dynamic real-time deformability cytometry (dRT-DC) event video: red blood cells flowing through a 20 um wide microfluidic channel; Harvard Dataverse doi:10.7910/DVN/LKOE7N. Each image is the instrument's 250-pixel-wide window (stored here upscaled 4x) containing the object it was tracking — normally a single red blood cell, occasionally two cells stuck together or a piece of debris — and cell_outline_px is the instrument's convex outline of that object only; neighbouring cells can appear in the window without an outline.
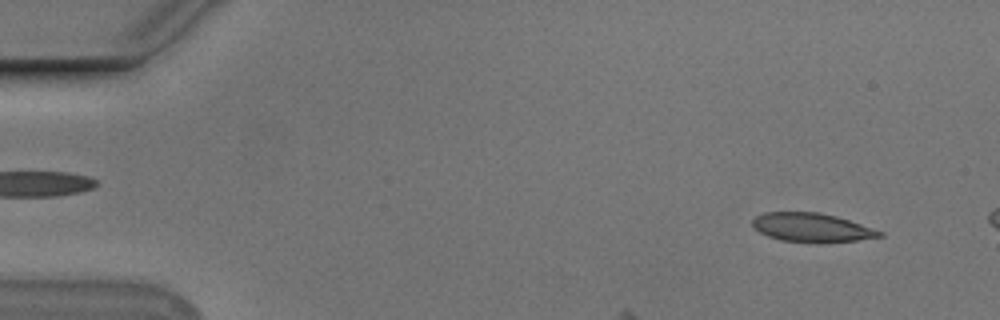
{"species": "Egyptian fruit bat (a non-hibernating species)", "species_latin": "Rousettus aegyptiacus", "temperature_condition": "cold", "stored_images_in_passage": 15, "camera_frame_rate_fps": 3000, "um_per_image_px": 0.085, "animal": {"sex": "male"}, "frame": {"image": 1, "passage_image": 4, "time_ms": 1.0, "image_size_px": [1000, 320], "cell_outline_px": [[884, 236], [856, 240], [816, 244], [780, 240], [768, 236], [760, 232], [752, 224], [752, 220], [756, 216], [764, 212], [820, 212], [836, 216], [884, 232]], "centroid_in_image_um": [68.99, 19.35], "position_along_channel_um": 16.0, "area_um2": 21.5}}